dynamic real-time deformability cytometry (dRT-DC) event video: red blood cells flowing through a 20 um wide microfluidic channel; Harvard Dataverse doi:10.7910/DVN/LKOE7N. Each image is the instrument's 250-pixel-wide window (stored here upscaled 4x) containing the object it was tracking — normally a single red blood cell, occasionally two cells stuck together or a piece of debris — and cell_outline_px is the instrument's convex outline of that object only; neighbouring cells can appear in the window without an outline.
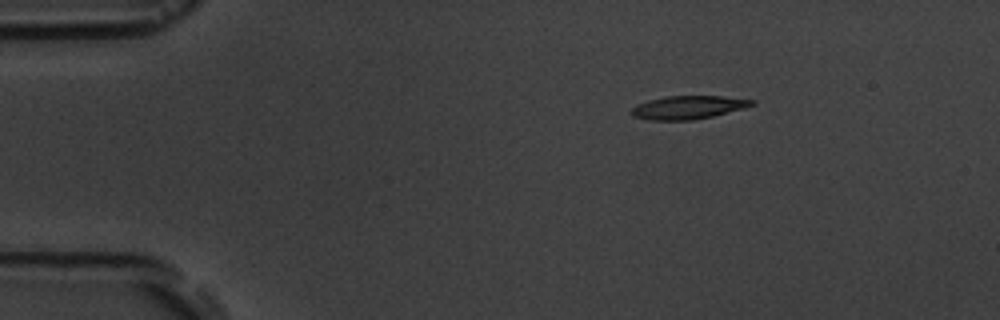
{"species": "common noctule bat (a hibernating species)", "species_latin": "Nyctalus noctula", "temperature_condition": "room temperature", "stored_images_in_passage": 2, "camera_frame_rate_fps": 3000, "um_per_image_px": 0.085, "animal": {"sex": "male", "body_mass_g": 19.5, "forearm_length_mm": 54.6}, "frame": {"image": 1, "passage_image": 1, "time_ms": 0.0, "image_size_px": [1000, 320], "cell_outline_px": [[756, 104], [744, 108], [712, 116], [692, 120], [648, 120], [632, 116], [632, 108], [636, 104], [648, 100], [668, 96], [724, 96], [756, 100]], "centroid_in_image_um": [58.5, 9.12], "position_along_channel_um": 26.5, "area_um2": 16.36}}